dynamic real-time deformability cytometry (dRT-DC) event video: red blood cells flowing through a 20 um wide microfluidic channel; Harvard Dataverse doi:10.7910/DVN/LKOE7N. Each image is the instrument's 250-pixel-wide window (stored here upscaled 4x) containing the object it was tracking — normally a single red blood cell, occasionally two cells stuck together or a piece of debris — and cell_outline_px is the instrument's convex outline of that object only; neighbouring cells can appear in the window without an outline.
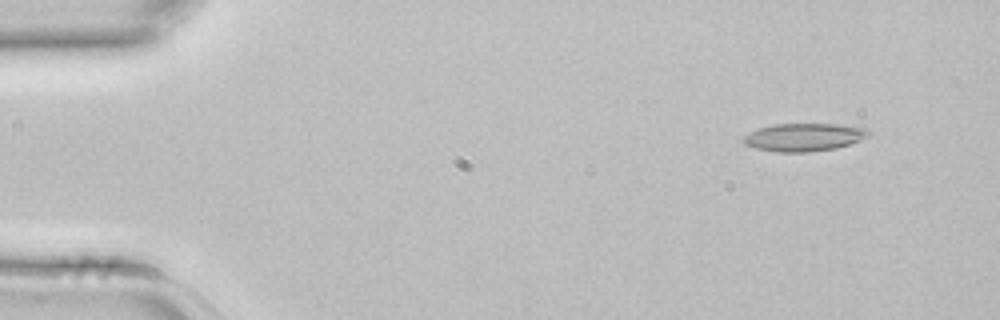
{"species": "common noctule bat (a hibernating species)", "species_latin": "Nyctalus noctula", "temperature_condition": "room temperature", "stored_images_in_passage": 2, "camera_frame_rate_fps": 3000, "um_per_image_px": 0.085, "animal": {"sex": "female", "body_mass_g": 22.7, "forearm_length_mm": 54.2}, "frame": {"image": 1, "passage_image": 1, "time_ms": 0.0, "image_size_px": [1000, 320], "cell_outline_px": [[872, 132], [868, 136], [860, 140], [836, 148], [812, 152], [776, 152], [756, 148], [744, 144], [744, 136], [760, 128], [772, 124], [836, 124], [868, 128]], "centroid_in_image_um": [68.38, 11.66], "position_along_channel_um": 16.6, "area_um2": 20.29}}